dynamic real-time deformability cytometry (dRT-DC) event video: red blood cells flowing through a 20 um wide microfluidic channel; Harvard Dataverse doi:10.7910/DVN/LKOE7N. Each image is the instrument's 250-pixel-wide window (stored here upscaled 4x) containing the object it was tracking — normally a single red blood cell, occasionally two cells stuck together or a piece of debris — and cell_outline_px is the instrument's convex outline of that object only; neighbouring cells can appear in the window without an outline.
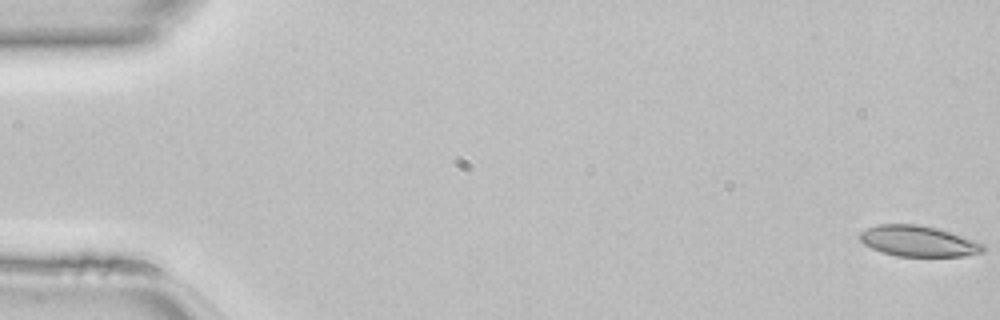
{"species": "common noctule bat (a hibernating species)", "species_latin": "Nyctalus noctula", "temperature_condition": "room temperature", "stored_images_in_passage": 48, "camera_frame_rate_fps": 3000, "um_per_image_px": 0.085, "animal": {"sex": "female", "body_mass_g": 22.7, "forearm_length_mm": 54.2}, "frame": {"image": 1, "passage_image": 1, "time_ms": 0.0, "image_size_px": [1000, 320], "cell_outline_px": [[984, 252], [964, 256], [896, 256], [880, 252], [864, 244], [860, 240], [860, 232], [876, 224], [916, 224], [936, 228], [984, 244]], "centroid_in_image_um": [78.01, 20.5], "position_along_channel_um": 7.0, "area_um2": 21.91}}
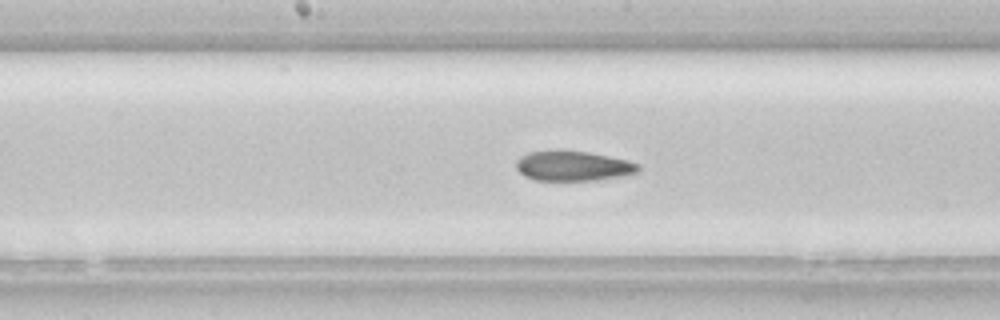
{"frame": {"image": 2, "passage_image": 25, "time_ms": 8.0, "image_size_px": [1000, 320], "cell_outline_px": [[640, 172], [620, 176], [596, 180], [532, 180], [524, 176], [516, 168], [516, 160], [520, 156], [528, 152], [556, 148], [588, 152], [628, 160], [640, 164]], "centroid_in_image_um": [48.67, 14.08], "position_along_channel_um": 199.5, "area_um2": 21.85}}
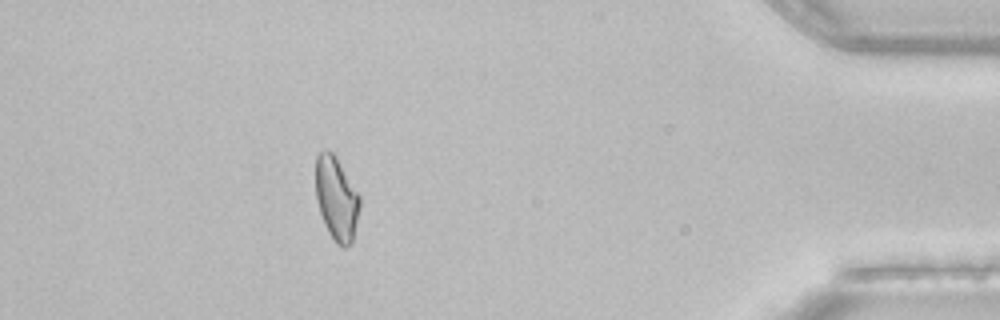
{"frame": {"image": 3, "passage_image": 43, "time_ms": 14.0, "image_size_px": [1000, 320], "cell_outline_px": [[360, 208], [352, 244], [348, 248], [340, 248], [336, 244], [328, 232], [324, 224], [316, 200], [316, 156], [320, 152], [328, 148], [336, 156], [360, 196]], "centroid_in_image_um": [28.61, 16.92], "position_along_channel_um": 406.6, "area_um2": 21.79}}